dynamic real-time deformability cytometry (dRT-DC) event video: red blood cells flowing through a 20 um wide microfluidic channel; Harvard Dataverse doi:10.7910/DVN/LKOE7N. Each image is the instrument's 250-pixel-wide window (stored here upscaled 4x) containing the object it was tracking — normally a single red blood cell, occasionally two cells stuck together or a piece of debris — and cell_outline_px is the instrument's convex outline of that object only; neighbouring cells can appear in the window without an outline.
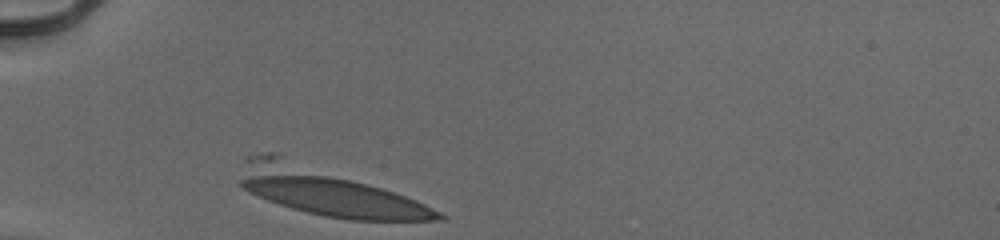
{"species": "human", "species_latin": "Homo sapiens", "temperature_condition": "cold", "stored_images_in_passage": 28, "camera_frame_rate_fps": 3000, "um_per_image_px": 0.085, "donor": {"sex": "male"}, "frame": {"image": 1, "passage_image": 1, "time_ms": 0.0, "image_size_px": [1000, 240], "cell_outline_px": [[448, 216], [444, 220], [348, 220], [324, 216], [292, 208], [268, 200], [248, 192], [240, 184], [240, 180], [244, 156], [268, 152], [280, 152], [416, 200]], "centroid_in_image_um": [27.74, 16.24], "position_along_channel_um": 57.3, "area_um2": 54.51}}
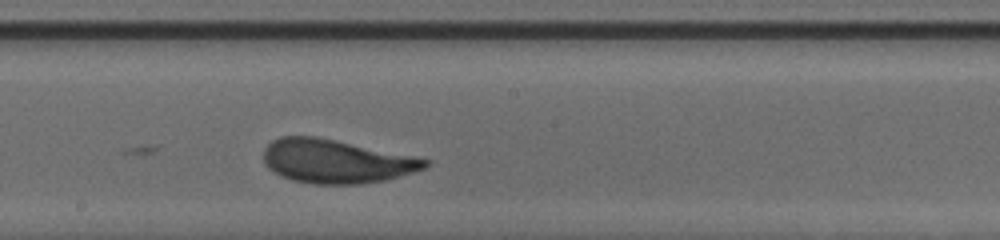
{"frame": {"image": 2, "passage_image": 15, "time_ms": 4.667, "image_size_px": [1000, 240], "cell_outline_px": [[428, 164], [424, 168], [412, 172], [384, 180], [360, 184], [312, 184], [292, 180], [280, 176], [272, 172], [264, 164], [264, 148], [272, 140], [280, 136], [316, 136], [428, 160]], "centroid_in_image_um": [28.45, 13.72], "position_along_channel_um": 219.8, "area_um2": 40.58}}
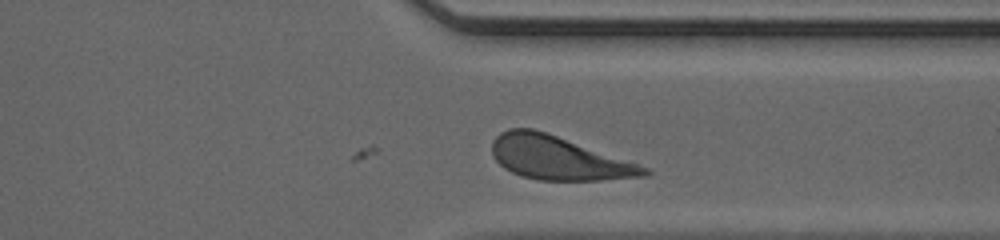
{"frame": {"image": 3, "passage_image": 26, "time_ms": 8.333, "image_size_px": [1000, 240], "cell_outline_px": [[652, 172], [648, 176], [600, 180], [540, 180], [520, 176], [504, 168], [492, 156], [492, 140], [500, 132], [508, 128], [532, 128], [652, 168]], "centroid_in_image_um": [47.48, 13.44], "position_along_channel_um": 363.9, "area_um2": 38.55}, "authors_computed_cell_mechanics": {"area_um2": 40.2866, "velocity_mm_per_s": 3.8999, "shape_relaxation_time_tau1_ms": 3.3068, "shape_relaxation_time_tau2_ms": 1.3346, "deformation_change_tau1": 0.1741, "deformation_change_tau2": 0.0743}}